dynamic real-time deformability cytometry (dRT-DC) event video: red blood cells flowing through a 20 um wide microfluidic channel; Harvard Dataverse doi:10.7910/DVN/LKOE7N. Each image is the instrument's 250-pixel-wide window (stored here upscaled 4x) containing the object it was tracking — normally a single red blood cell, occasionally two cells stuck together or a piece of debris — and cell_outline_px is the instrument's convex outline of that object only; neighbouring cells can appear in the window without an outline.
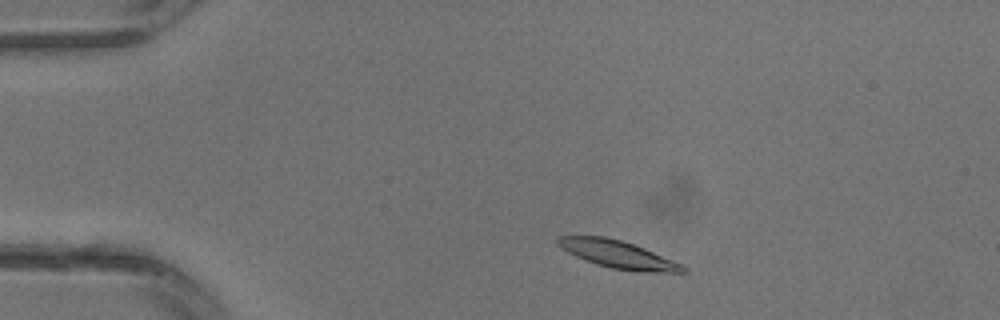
{"species": "common noctule bat (a hibernating species)", "species_latin": "Nyctalus noctula", "temperature_condition": "warm", "stored_images_in_passage": 29, "camera_frame_rate_fps": 3000, "um_per_image_px": 0.085, "animal": {"sex": "male", "body_mass_g": 13.3}, "frame": {"image": 1, "passage_image": 3, "time_ms": 0.667, "image_size_px": [1000, 320], "cell_outline_px": [[688, 272], [644, 272], [612, 268], [596, 264], [576, 256], [568, 252], [556, 244], [556, 236], [604, 236], [620, 240], [644, 248], [680, 264], [688, 268]], "centroid_in_image_um": [52.49, 21.62], "position_along_channel_um": 32.5, "area_um2": 19.77}}
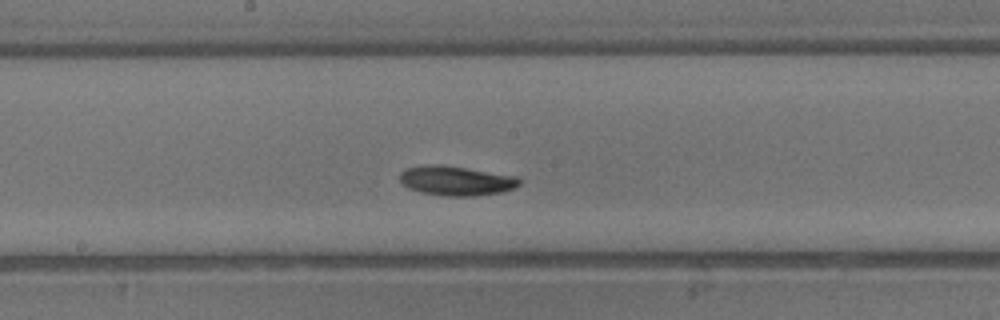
{"frame": {"image": 2, "passage_image": 14, "time_ms": 4.333, "image_size_px": [1000, 320], "cell_outline_px": [[520, 184], [504, 192], [476, 196], [444, 196], [420, 192], [408, 188], [400, 184], [400, 172], [404, 168], [432, 164], [440, 164], [516, 176], [520, 180]], "centroid_in_image_um": [38.73, 15.37], "position_along_channel_um": 209.5, "area_um2": 20.69}}
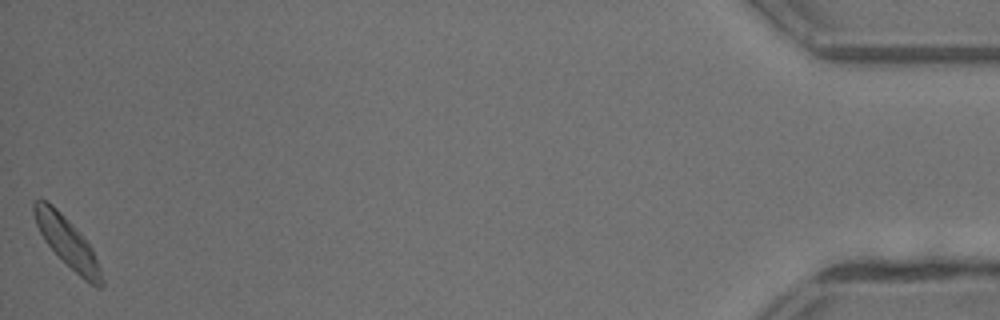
{"frame": {"image": 3, "passage_image": 29, "time_ms": 9.333, "image_size_px": [1000, 320], "cell_outline_px": [[104, 284], [100, 288], [96, 288], [84, 280], [44, 240], [36, 224], [32, 212], [32, 200], [40, 196], [48, 200], [80, 232], [92, 248], [100, 268], [104, 280]], "centroid_in_image_um": [5.69, 20.52], "position_along_channel_um": 429.5, "area_um2": 19.59}}